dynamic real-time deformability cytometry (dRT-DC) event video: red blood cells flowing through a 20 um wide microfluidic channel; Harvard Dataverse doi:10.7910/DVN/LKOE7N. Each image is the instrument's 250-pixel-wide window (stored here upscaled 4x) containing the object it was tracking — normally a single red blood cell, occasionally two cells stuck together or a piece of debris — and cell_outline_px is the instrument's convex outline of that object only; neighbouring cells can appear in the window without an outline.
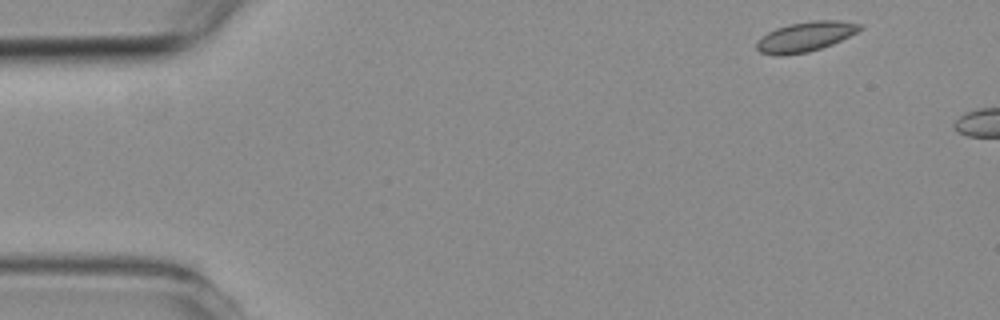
{"species": "common noctule bat (a hibernating species)", "species_latin": "Nyctalus noctula", "temperature_condition": "room temperature", "stored_images_in_passage": 2, "camera_frame_rate_fps": 3000, "um_per_image_px": 0.085, "animal": {"sex": "female", "body_mass_g": 19.3, "forearm_length_mm": 54.1}, "frame": {"image": 1, "passage_image": 1, "time_ms": 0.0, "image_size_px": [1000, 320], "cell_outline_px": [[864, 28], [832, 44], [808, 52], [780, 56], [760, 52], [756, 48], [756, 44], [768, 32], [776, 28], [788, 24], [812, 20], [836, 20], [860, 24]], "centroid_in_image_um": [68.46, 3.11], "position_along_channel_um": 16.5, "area_um2": 17.69}}